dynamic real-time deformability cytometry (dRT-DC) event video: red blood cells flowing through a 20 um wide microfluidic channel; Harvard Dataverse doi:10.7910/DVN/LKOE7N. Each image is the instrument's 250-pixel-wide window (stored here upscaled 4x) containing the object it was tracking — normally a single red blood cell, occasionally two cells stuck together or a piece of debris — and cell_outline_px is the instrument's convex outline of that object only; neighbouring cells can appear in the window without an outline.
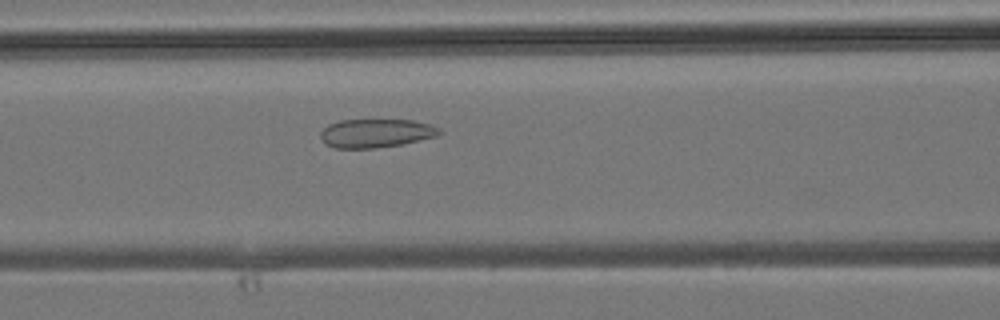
{"species": "common noctule bat (a hibernating species)", "species_latin": "Nyctalus noctula", "temperature_condition": "room temperature", "stored_images_in_passage": 27, "camera_frame_rate_fps": 3000, "um_per_image_px": 0.085, "animal": {"sex": "male", "body_mass_g": 19.2, "forearm_length_mm": 51.8}, "frame": {"image": 1, "passage_image": 7, "time_ms": 2.0, "image_size_px": [1000, 320], "cell_outline_px": [[440, 132], [436, 136], [400, 144], [376, 148], [336, 148], [328, 144], [320, 136], [320, 132], [328, 124], [340, 120], [412, 120], [432, 124], [440, 128]], "centroid_in_image_um": [31.96, 11.31], "position_along_channel_um": 134.6, "area_um2": 19.59}}
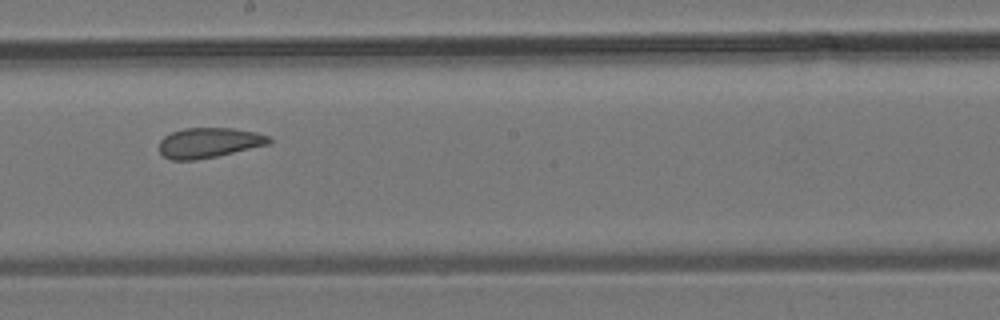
{"frame": {"image": 2, "passage_image": 13, "time_ms": 4.0, "image_size_px": [1000, 320], "cell_outline_px": [[272, 140], [268, 144], [216, 156], [192, 160], [172, 160], [164, 156], [156, 148], [160, 140], [164, 136], [172, 132], [184, 128], [232, 128], [256, 132], [268, 136]], "centroid_in_image_um": [17.7, 12.12], "position_along_channel_um": 230.5, "area_um2": 19.19}}
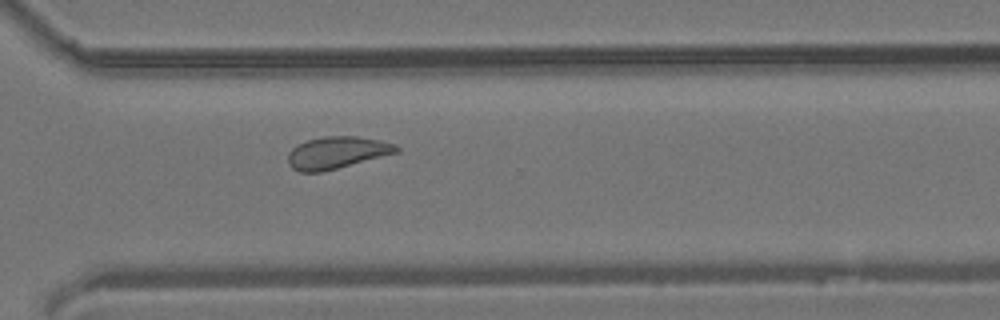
{"frame": {"image": 3, "passage_image": 20, "time_ms": 6.333, "image_size_px": [1000, 320], "cell_outline_px": [[400, 152], [320, 172], [300, 172], [292, 168], [288, 164], [288, 152], [296, 144], [308, 140], [324, 136], [356, 136], [380, 140], [396, 144], [400, 148]], "centroid_in_image_um": [28.63, 12.96], "position_along_channel_um": 342.0, "area_um2": 20.29}}